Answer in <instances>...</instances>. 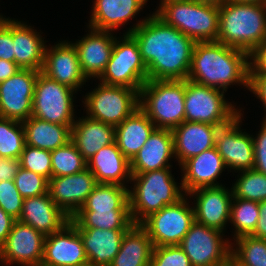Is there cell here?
<instances>
[{"mask_svg":"<svg viewBox=\"0 0 266 266\" xmlns=\"http://www.w3.org/2000/svg\"><path fill=\"white\" fill-rule=\"evenodd\" d=\"M138 43L148 80H186L195 41L166 24L155 13L129 28Z\"/></svg>","mask_w":266,"mask_h":266,"instance_id":"6da1fadb","label":"cell"},{"mask_svg":"<svg viewBox=\"0 0 266 266\" xmlns=\"http://www.w3.org/2000/svg\"><path fill=\"white\" fill-rule=\"evenodd\" d=\"M248 53L218 41L195 42L188 80L227 91L230 85L249 89Z\"/></svg>","mask_w":266,"mask_h":266,"instance_id":"7a4b0ae2","label":"cell"},{"mask_svg":"<svg viewBox=\"0 0 266 266\" xmlns=\"http://www.w3.org/2000/svg\"><path fill=\"white\" fill-rule=\"evenodd\" d=\"M266 39V4L225 2L219 5L217 41L248 54Z\"/></svg>","mask_w":266,"mask_h":266,"instance_id":"3957f363","label":"cell"},{"mask_svg":"<svg viewBox=\"0 0 266 266\" xmlns=\"http://www.w3.org/2000/svg\"><path fill=\"white\" fill-rule=\"evenodd\" d=\"M169 169L132 174L130 183L134 185L128 189V199L134 224H140L150 214L185 197L181 182L177 185Z\"/></svg>","mask_w":266,"mask_h":266,"instance_id":"277c9868","label":"cell"},{"mask_svg":"<svg viewBox=\"0 0 266 266\" xmlns=\"http://www.w3.org/2000/svg\"><path fill=\"white\" fill-rule=\"evenodd\" d=\"M185 80H148L139 92V108L157 129L173 130L185 121Z\"/></svg>","mask_w":266,"mask_h":266,"instance_id":"5b68a950","label":"cell"},{"mask_svg":"<svg viewBox=\"0 0 266 266\" xmlns=\"http://www.w3.org/2000/svg\"><path fill=\"white\" fill-rule=\"evenodd\" d=\"M155 14L195 42L217 41L219 33L217 4L198 0L170 2L164 4Z\"/></svg>","mask_w":266,"mask_h":266,"instance_id":"8992f818","label":"cell"},{"mask_svg":"<svg viewBox=\"0 0 266 266\" xmlns=\"http://www.w3.org/2000/svg\"><path fill=\"white\" fill-rule=\"evenodd\" d=\"M225 91L185 80V121L223 127L242 110L225 100Z\"/></svg>","mask_w":266,"mask_h":266,"instance_id":"52a82bcc","label":"cell"},{"mask_svg":"<svg viewBox=\"0 0 266 266\" xmlns=\"http://www.w3.org/2000/svg\"><path fill=\"white\" fill-rule=\"evenodd\" d=\"M122 36L121 40L115 38L110 60L98 80L106 85L125 86L140 92L148 81L147 68L135 38L131 34Z\"/></svg>","mask_w":266,"mask_h":266,"instance_id":"ba28073f","label":"cell"},{"mask_svg":"<svg viewBox=\"0 0 266 266\" xmlns=\"http://www.w3.org/2000/svg\"><path fill=\"white\" fill-rule=\"evenodd\" d=\"M82 102L86 116L116 127L139 108V91L99 82Z\"/></svg>","mask_w":266,"mask_h":266,"instance_id":"9c48e42d","label":"cell"},{"mask_svg":"<svg viewBox=\"0 0 266 266\" xmlns=\"http://www.w3.org/2000/svg\"><path fill=\"white\" fill-rule=\"evenodd\" d=\"M75 93L71 87L50 79L40 71L35 83L32 116L51 123L73 125Z\"/></svg>","mask_w":266,"mask_h":266,"instance_id":"30bf717a","label":"cell"},{"mask_svg":"<svg viewBox=\"0 0 266 266\" xmlns=\"http://www.w3.org/2000/svg\"><path fill=\"white\" fill-rule=\"evenodd\" d=\"M187 197L150 214L140 225L148 232L154 247L179 245L195 221L194 208Z\"/></svg>","mask_w":266,"mask_h":266,"instance_id":"8fae6325","label":"cell"},{"mask_svg":"<svg viewBox=\"0 0 266 266\" xmlns=\"http://www.w3.org/2000/svg\"><path fill=\"white\" fill-rule=\"evenodd\" d=\"M223 236V232L194 221L179 246L192 266H228L231 243Z\"/></svg>","mask_w":266,"mask_h":266,"instance_id":"7c38bea8","label":"cell"},{"mask_svg":"<svg viewBox=\"0 0 266 266\" xmlns=\"http://www.w3.org/2000/svg\"><path fill=\"white\" fill-rule=\"evenodd\" d=\"M19 69L0 82V117L23 122L32 116V102L38 73Z\"/></svg>","mask_w":266,"mask_h":266,"instance_id":"4fadbf2b","label":"cell"},{"mask_svg":"<svg viewBox=\"0 0 266 266\" xmlns=\"http://www.w3.org/2000/svg\"><path fill=\"white\" fill-rule=\"evenodd\" d=\"M45 237L32 226L16 220L5 244L0 248L1 266L15 263L19 266H40Z\"/></svg>","mask_w":266,"mask_h":266,"instance_id":"5bb4252c","label":"cell"},{"mask_svg":"<svg viewBox=\"0 0 266 266\" xmlns=\"http://www.w3.org/2000/svg\"><path fill=\"white\" fill-rule=\"evenodd\" d=\"M242 115L240 111L231 123L220 127L216 135L215 147L230 172L232 169L238 172L254 167L253 138L241 130Z\"/></svg>","mask_w":266,"mask_h":266,"instance_id":"9a60e30c","label":"cell"},{"mask_svg":"<svg viewBox=\"0 0 266 266\" xmlns=\"http://www.w3.org/2000/svg\"><path fill=\"white\" fill-rule=\"evenodd\" d=\"M98 183L86 168L79 173L49 179L48 193L55 204L70 218L84 205Z\"/></svg>","mask_w":266,"mask_h":266,"instance_id":"2e32d148","label":"cell"},{"mask_svg":"<svg viewBox=\"0 0 266 266\" xmlns=\"http://www.w3.org/2000/svg\"><path fill=\"white\" fill-rule=\"evenodd\" d=\"M222 186L202 187L187 194L193 199L195 221L209 228L224 232L227 222H230L232 188ZM196 196V197H195Z\"/></svg>","mask_w":266,"mask_h":266,"instance_id":"e0dca14e","label":"cell"},{"mask_svg":"<svg viewBox=\"0 0 266 266\" xmlns=\"http://www.w3.org/2000/svg\"><path fill=\"white\" fill-rule=\"evenodd\" d=\"M59 42L50 48L46 46L41 72L50 79L79 91L88 79L81 70L76 48L72 42Z\"/></svg>","mask_w":266,"mask_h":266,"instance_id":"ac0fdd59","label":"cell"},{"mask_svg":"<svg viewBox=\"0 0 266 266\" xmlns=\"http://www.w3.org/2000/svg\"><path fill=\"white\" fill-rule=\"evenodd\" d=\"M88 262L77 228L68 222L60 231L47 235L40 266H77Z\"/></svg>","mask_w":266,"mask_h":266,"instance_id":"d6986e66","label":"cell"},{"mask_svg":"<svg viewBox=\"0 0 266 266\" xmlns=\"http://www.w3.org/2000/svg\"><path fill=\"white\" fill-rule=\"evenodd\" d=\"M89 34L74 42L81 70L87 79L99 78L110 60L115 37L111 31L88 27Z\"/></svg>","mask_w":266,"mask_h":266,"instance_id":"ffe728a7","label":"cell"},{"mask_svg":"<svg viewBox=\"0 0 266 266\" xmlns=\"http://www.w3.org/2000/svg\"><path fill=\"white\" fill-rule=\"evenodd\" d=\"M180 167L184 173L181 184L186 196L202 187L222 186L217 180L226 166L216 147L190 157Z\"/></svg>","mask_w":266,"mask_h":266,"instance_id":"44dd1931","label":"cell"},{"mask_svg":"<svg viewBox=\"0 0 266 266\" xmlns=\"http://www.w3.org/2000/svg\"><path fill=\"white\" fill-rule=\"evenodd\" d=\"M220 127L201 122L184 121L172 130L174 155L180 166L184 161L215 147Z\"/></svg>","mask_w":266,"mask_h":266,"instance_id":"7402d4cb","label":"cell"},{"mask_svg":"<svg viewBox=\"0 0 266 266\" xmlns=\"http://www.w3.org/2000/svg\"><path fill=\"white\" fill-rule=\"evenodd\" d=\"M173 157L175 155L172 130L156 128L130 161L131 174L171 168L169 160Z\"/></svg>","mask_w":266,"mask_h":266,"instance_id":"603a6c76","label":"cell"},{"mask_svg":"<svg viewBox=\"0 0 266 266\" xmlns=\"http://www.w3.org/2000/svg\"><path fill=\"white\" fill-rule=\"evenodd\" d=\"M18 221L32 226L47 236L60 231L70 222V217L55 204L49 193H46L24 198Z\"/></svg>","mask_w":266,"mask_h":266,"instance_id":"cb8c5ba5","label":"cell"},{"mask_svg":"<svg viewBox=\"0 0 266 266\" xmlns=\"http://www.w3.org/2000/svg\"><path fill=\"white\" fill-rule=\"evenodd\" d=\"M83 241L88 262L95 266H109L119 252L128 229L80 228L71 218Z\"/></svg>","mask_w":266,"mask_h":266,"instance_id":"d4e9b609","label":"cell"},{"mask_svg":"<svg viewBox=\"0 0 266 266\" xmlns=\"http://www.w3.org/2000/svg\"><path fill=\"white\" fill-rule=\"evenodd\" d=\"M87 168L98 184H117L127 187L132 178L130 161L117 147L116 142L103 147L87 160ZM126 181V183H125Z\"/></svg>","mask_w":266,"mask_h":266,"instance_id":"484cf974","label":"cell"},{"mask_svg":"<svg viewBox=\"0 0 266 266\" xmlns=\"http://www.w3.org/2000/svg\"><path fill=\"white\" fill-rule=\"evenodd\" d=\"M148 0H95L88 27L97 30H118L134 19Z\"/></svg>","mask_w":266,"mask_h":266,"instance_id":"4316f807","label":"cell"},{"mask_svg":"<svg viewBox=\"0 0 266 266\" xmlns=\"http://www.w3.org/2000/svg\"><path fill=\"white\" fill-rule=\"evenodd\" d=\"M71 141L87 161L100 149L115 142V127L83 116L72 125Z\"/></svg>","mask_w":266,"mask_h":266,"instance_id":"83f0119b","label":"cell"},{"mask_svg":"<svg viewBox=\"0 0 266 266\" xmlns=\"http://www.w3.org/2000/svg\"><path fill=\"white\" fill-rule=\"evenodd\" d=\"M46 43L41 34L30 25L13 19L14 62L21 69L41 71L44 64Z\"/></svg>","mask_w":266,"mask_h":266,"instance_id":"f1b7e54d","label":"cell"},{"mask_svg":"<svg viewBox=\"0 0 266 266\" xmlns=\"http://www.w3.org/2000/svg\"><path fill=\"white\" fill-rule=\"evenodd\" d=\"M155 129L149 117L138 108L115 127V142L123 155L131 161Z\"/></svg>","mask_w":266,"mask_h":266,"instance_id":"f546056e","label":"cell"},{"mask_svg":"<svg viewBox=\"0 0 266 266\" xmlns=\"http://www.w3.org/2000/svg\"><path fill=\"white\" fill-rule=\"evenodd\" d=\"M153 243L148 232L133 224L124 234L119 252L109 266H149Z\"/></svg>","mask_w":266,"mask_h":266,"instance_id":"4dcf8cb0","label":"cell"},{"mask_svg":"<svg viewBox=\"0 0 266 266\" xmlns=\"http://www.w3.org/2000/svg\"><path fill=\"white\" fill-rule=\"evenodd\" d=\"M26 145L53 151L71 141L72 125H61L33 116L22 122Z\"/></svg>","mask_w":266,"mask_h":266,"instance_id":"1f68e13d","label":"cell"},{"mask_svg":"<svg viewBox=\"0 0 266 266\" xmlns=\"http://www.w3.org/2000/svg\"><path fill=\"white\" fill-rule=\"evenodd\" d=\"M128 188L117 184H97L78 211L130 210Z\"/></svg>","mask_w":266,"mask_h":266,"instance_id":"d6a6232c","label":"cell"},{"mask_svg":"<svg viewBox=\"0 0 266 266\" xmlns=\"http://www.w3.org/2000/svg\"><path fill=\"white\" fill-rule=\"evenodd\" d=\"M71 219L80 228L129 229L134 224L130 210L77 211Z\"/></svg>","mask_w":266,"mask_h":266,"instance_id":"836d02e7","label":"cell"},{"mask_svg":"<svg viewBox=\"0 0 266 266\" xmlns=\"http://www.w3.org/2000/svg\"><path fill=\"white\" fill-rule=\"evenodd\" d=\"M259 218V202L239 199L233 196L231 201L230 223L235 231L233 239L251 235Z\"/></svg>","mask_w":266,"mask_h":266,"instance_id":"e575fe53","label":"cell"},{"mask_svg":"<svg viewBox=\"0 0 266 266\" xmlns=\"http://www.w3.org/2000/svg\"><path fill=\"white\" fill-rule=\"evenodd\" d=\"M25 145L22 122L0 117V157L20 159Z\"/></svg>","mask_w":266,"mask_h":266,"instance_id":"d590c367","label":"cell"},{"mask_svg":"<svg viewBox=\"0 0 266 266\" xmlns=\"http://www.w3.org/2000/svg\"><path fill=\"white\" fill-rule=\"evenodd\" d=\"M52 177L79 173L87 168V161L72 141L51 151Z\"/></svg>","mask_w":266,"mask_h":266,"instance_id":"8d00e7d4","label":"cell"},{"mask_svg":"<svg viewBox=\"0 0 266 266\" xmlns=\"http://www.w3.org/2000/svg\"><path fill=\"white\" fill-rule=\"evenodd\" d=\"M234 240L236 243L231 242L230 254L239 263L247 266H266V239L245 235Z\"/></svg>","mask_w":266,"mask_h":266,"instance_id":"74e56055","label":"cell"},{"mask_svg":"<svg viewBox=\"0 0 266 266\" xmlns=\"http://www.w3.org/2000/svg\"><path fill=\"white\" fill-rule=\"evenodd\" d=\"M241 173V174H240ZM240 175V176H239ZM232 186L233 196L256 202L266 200V175L255 169L239 171Z\"/></svg>","mask_w":266,"mask_h":266,"instance_id":"f35d334b","label":"cell"},{"mask_svg":"<svg viewBox=\"0 0 266 266\" xmlns=\"http://www.w3.org/2000/svg\"><path fill=\"white\" fill-rule=\"evenodd\" d=\"M20 166L46 177H52L51 151L25 145L20 156Z\"/></svg>","mask_w":266,"mask_h":266,"instance_id":"ab89813d","label":"cell"},{"mask_svg":"<svg viewBox=\"0 0 266 266\" xmlns=\"http://www.w3.org/2000/svg\"><path fill=\"white\" fill-rule=\"evenodd\" d=\"M14 182L23 198L34 197L48 193L49 180L33 171L19 168Z\"/></svg>","mask_w":266,"mask_h":266,"instance_id":"60d3db41","label":"cell"},{"mask_svg":"<svg viewBox=\"0 0 266 266\" xmlns=\"http://www.w3.org/2000/svg\"><path fill=\"white\" fill-rule=\"evenodd\" d=\"M149 266H192L188 256L179 245L153 248Z\"/></svg>","mask_w":266,"mask_h":266,"instance_id":"b9f144b4","label":"cell"},{"mask_svg":"<svg viewBox=\"0 0 266 266\" xmlns=\"http://www.w3.org/2000/svg\"><path fill=\"white\" fill-rule=\"evenodd\" d=\"M24 198L16 188L14 180L0 182V207L14 219L18 220Z\"/></svg>","mask_w":266,"mask_h":266,"instance_id":"7bdbcfd3","label":"cell"},{"mask_svg":"<svg viewBox=\"0 0 266 266\" xmlns=\"http://www.w3.org/2000/svg\"><path fill=\"white\" fill-rule=\"evenodd\" d=\"M0 59L14 62L13 19L0 14Z\"/></svg>","mask_w":266,"mask_h":266,"instance_id":"ee69618b","label":"cell"},{"mask_svg":"<svg viewBox=\"0 0 266 266\" xmlns=\"http://www.w3.org/2000/svg\"><path fill=\"white\" fill-rule=\"evenodd\" d=\"M256 137L252 135L254 144V167L266 175V120H263Z\"/></svg>","mask_w":266,"mask_h":266,"instance_id":"f6af8a7d","label":"cell"},{"mask_svg":"<svg viewBox=\"0 0 266 266\" xmlns=\"http://www.w3.org/2000/svg\"><path fill=\"white\" fill-rule=\"evenodd\" d=\"M249 75L266 76V39L248 54Z\"/></svg>","mask_w":266,"mask_h":266,"instance_id":"bcb514c9","label":"cell"},{"mask_svg":"<svg viewBox=\"0 0 266 266\" xmlns=\"http://www.w3.org/2000/svg\"><path fill=\"white\" fill-rule=\"evenodd\" d=\"M262 102L266 112V76L249 75V89ZM266 120V114L263 118Z\"/></svg>","mask_w":266,"mask_h":266,"instance_id":"7dc6e473","label":"cell"},{"mask_svg":"<svg viewBox=\"0 0 266 266\" xmlns=\"http://www.w3.org/2000/svg\"><path fill=\"white\" fill-rule=\"evenodd\" d=\"M20 167L19 159L0 157V182L14 180Z\"/></svg>","mask_w":266,"mask_h":266,"instance_id":"c3c4849f","label":"cell"},{"mask_svg":"<svg viewBox=\"0 0 266 266\" xmlns=\"http://www.w3.org/2000/svg\"><path fill=\"white\" fill-rule=\"evenodd\" d=\"M15 221L16 219L0 207V248L5 244Z\"/></svg>","mask_w":266,"mask_h":266,"instance_id":"681fc988","label":"cell"},{"mask_svg":"<svg viewBox=\"0 0 266 266\" xmlns=\"http://www.w3.org/2000/svg\"><path fill=\"white\" fill-rule=\"evenodd\" d=\"M251 235L256 238L266 239V200L259 202V218Z\"/></svg>","mask_w":266,"mask_h":266,"instance_id":"f907efd6","label":"cell"},{"mask_svg":"<svg viewBox=\"0 0 266 266\" xmlns=\"http://www.w3.org/2000/svg\"><path fill=\"white\" fill-rule=\"evenodd\" d=\"M19 69L15 62L0 59V82L13 76Z\"/></svg>","mask_w":266,"mask_h":266,"instance_id":"816d5d0a","label":"cell"},{"mask_svg":"<svg viewBox=\"0 0 266 266\" xmlns=\"http://www.w3.org/2000/svg\"><path fill=\"white\" fill-rule=\"evenodd\" d=\"M228 2L236 3H256V4H266V0H227Z\"/></svg>","mask_w":266,"mask_h":266,"instance_id":"f5cc1de1","label":"cell"},{"mask_svg":"<svg viewBox=\"0 0 266 266\" xmlns=\"http://www.w3.org/2000/svg\"><path fill=\"white\" fill-rule=\"evenodd\" d=\"M228 266H247L245 264L239 263L231 254L228 258Z\"/></svg>","mask_w":266,"mask_h":266,"instance_id":"db71d44e","label":"cell"},{"mask_svg":"<svg viewBox=\"0 0 266 266\" xmlns=\"http://www.w3.org/2000/svg\"><path fill=\"white\" fill-rule=\"evenodd\" d=\"M198 1L205 2V3L217 4V5H222L225 2H227V0H198Z\"/></svg>","mask_w":266,"mask_h":266,"instance_id":"11a10c76","label":"cell"},{"mask_svg":"<svg viewBox=\"0 0 266 266\" xmlns=\"http://www.w3.org/2000/svg\"><path fill=\"white\" fill-rule=\"evenodd\" d=\"M178 1H185V0H160L161 4H159L158 9L154 13H156L164 4H167L170 2H178Z\"/></svg>","mask_w":266,"mask_h":266,"instance_id":"9f6ffc18","label":"cell"},{"mask_svg":"<svg viewBox=\"0 0 266 266\" xmlns=\"http://www.w3.org/2000/svg\"><path fill=\"white\" fill-rule=\"evenodd\" d=\"M77 266H95V265L91 264L90 262H86L84 264L77 265Z\"/></svg>","mask_w":266,"mask_h":266,"instance_id":"6f0895ef","label":"cell"}]
</instances>
